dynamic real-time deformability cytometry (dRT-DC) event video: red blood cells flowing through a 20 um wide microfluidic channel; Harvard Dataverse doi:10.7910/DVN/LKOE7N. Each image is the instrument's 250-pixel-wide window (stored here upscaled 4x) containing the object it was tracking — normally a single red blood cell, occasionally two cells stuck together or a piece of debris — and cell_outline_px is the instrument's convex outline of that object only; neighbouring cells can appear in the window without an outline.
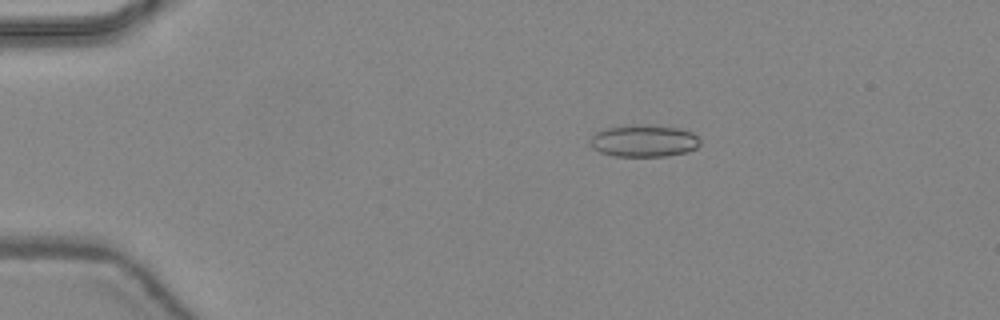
{"species": "common noctule bat (a hibernating species)", "species_latin": "Nyctalus noctula", "temperature_condition": "warm", "stored_images_in_passage": 39, "camera_frame_rate_fps": 3000, "um_per_image_px": 0.085, "animal": {"sex": "female", "body_mass_g": 24.6, "forearm_length_mm": 56.2}, "frame": {"image": 1, "passage_image": 2, "time_ms": 0.333, "image_size_px": [1000, 320], "cell_outline_px": [[700, 144], [696, 148], [688, 152], [664, 156], [612, 156], [600, 152], [592, 148], [588, 140], [596, 132], [604, 128], [636, 124], [648, 124], [680, 128], [692, 132], [700, 140]], "centroid_in_image_um": [54.71, 11.96], "position_along_channel_um": 30.3, "area_um2": 20.87}}
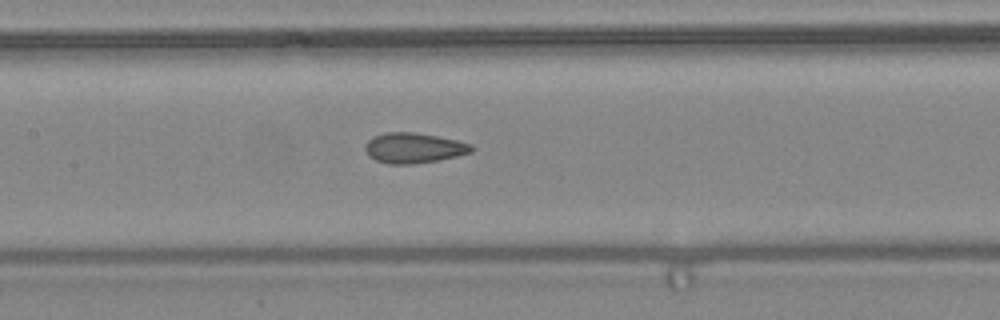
{"frame": {"image": 2, "passage_image": 16, "time_ms": 5.0, "image_size_px": [1000, 320], "cell_outline_px": [[476, 148], [472, 152], [456, 156], [436, 160], [412, 164], [388, 164], [376, 160], [368, 156], [364, 148], [364, 144], [372, 136], [384, 132], [416, 132], [456, 140], [472, 144]], "centroid_in_image_um": [35.14, 12.57], "position_along_channel_um": 172.3, "area_um2": 18.9}}
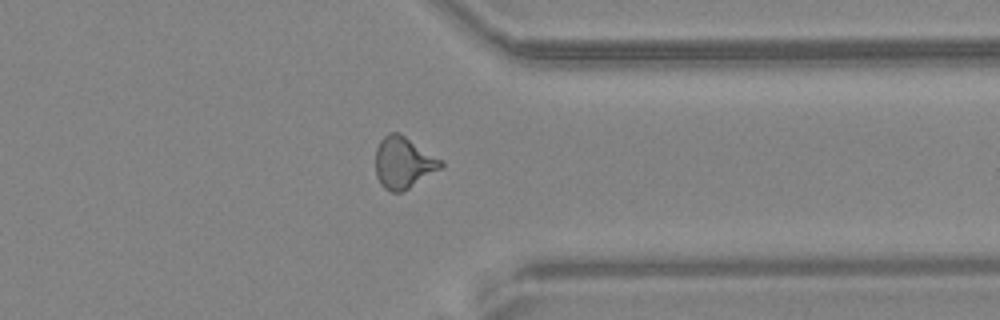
{"frame": {"image": 3, "passage_image": 30, "time_ms": 9.667, "image_size_px": [1000, 320], "cell_outline_px": [[444, 164], [440, 168], [408, 188], [400, 192], [392, 192], [384, 188], [380, 184], [376, 176], [376, 148], [380, 140], [388, 132], [400, 132], [444, 160]], "centroid_in_image_um": [34.29, 13.79], "position_along_channel_um": 377.1, "area_um2": 19.71}, "authors_computed_cell_mechanics": {"area_um2": 18.6116, "velocity_mm_per_s": 4.4632, "shape_relaxation_time_tau1_ms": null, "shape_relaxation_time_tau2_ms": 1.5006, "deformation_change_tau1": null, "deformation_change_tau2": 0.0794}}